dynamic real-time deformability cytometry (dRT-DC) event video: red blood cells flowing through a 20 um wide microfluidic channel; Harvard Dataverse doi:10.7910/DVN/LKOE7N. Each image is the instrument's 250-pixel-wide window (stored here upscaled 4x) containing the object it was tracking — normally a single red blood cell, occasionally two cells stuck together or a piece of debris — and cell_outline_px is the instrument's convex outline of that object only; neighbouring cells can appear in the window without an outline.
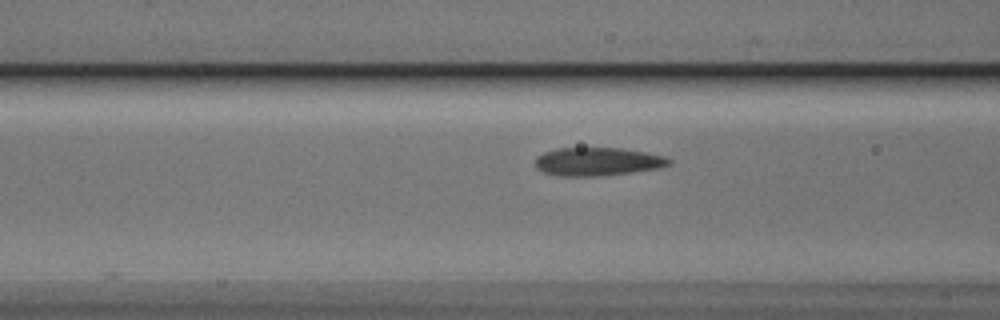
{"species": "Egyptian fruit bat (a non-hibernating species)", "species_latin": "Rousettus aegyptiacus", "temperature_condition": "cold", "stored_images_in_passage": 13, "camera_frame_rate_fps": 3000, "um_per_image_px": 0.085, "animal": {"sex": "male"}, "frame": {"image": 1, "passage_image": 7, "time_ms": 2.0, "image_size_px": [1000, 320], "cell_outline_px": [[672, 164], [660, 168], [632, 172], [596, 176], [560, 176], [544, 172], [536, 168], [536, 156], [544, 152], [556, 148], [620, 148], [644, 152], [664, 156], [672, 160]], "centroid_in_image_um": [50.8, 13.73], "position_along_channel_um": 115.8, "area_um2": 22.02}}
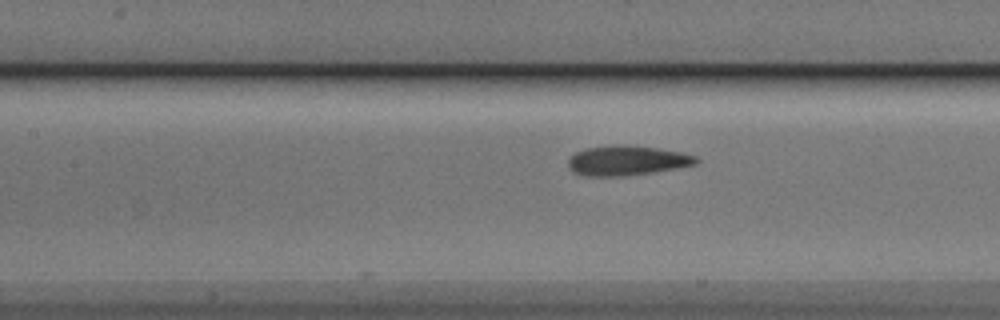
{"frame": {"image": 2, "passage_image": 10, "time_ms": 3.0, "image_size_px": [1000, 320], "cell_outline_px": [[700, 160], [696, 164], [676, 168], [652, 172], [620, 176], [584, 176], [572, 172], [568, 168], [568, 160], [576, 152], [588, 148], [620, 144], [624, 144], [656, 148], [680, 152], [696, 156]], "centroid_in_image_um": [53.27, 13.65], "position_along_channel_um": 154.1, "area_um2": 22.08}}